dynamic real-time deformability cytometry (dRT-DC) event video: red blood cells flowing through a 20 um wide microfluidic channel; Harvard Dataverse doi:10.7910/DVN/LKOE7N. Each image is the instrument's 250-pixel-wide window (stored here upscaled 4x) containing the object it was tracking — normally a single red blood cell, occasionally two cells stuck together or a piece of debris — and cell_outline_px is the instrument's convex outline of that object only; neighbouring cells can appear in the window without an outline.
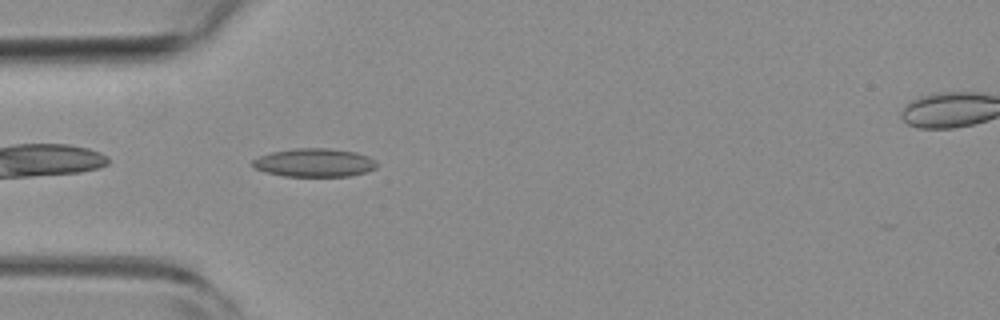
{"species": "common noctule bat (a hibernating species)", "species_latin": "Nyctalus noctula", "temperature_condition": "room temperature", "stored_images_in_passage": 40, "camera_frame_rate_fps": 3000, "um_per_image_px": 0.085, "animal": {"sex": "female", "body_mass_g": 19.3, "forearm_length_mm": 54.1}, "frame": {"image": 1, "passage_image": 1, "time_ms": 0.0, "image_size_px": [1000, 320], "cell_outline_px": [[376, 168], [368, 172], [348, 176], [284, 176], [264, 172], [256, 168], [252, 164], [252, 160], [260, 156], [272, 152], [296, 148], [324, 148], [356, 152], [368, 156], [376, 160]], "centroid_in_image_um": [26.74, 13.83], "position_along_channel_um": 58.3, "area_um2": 20.52}}
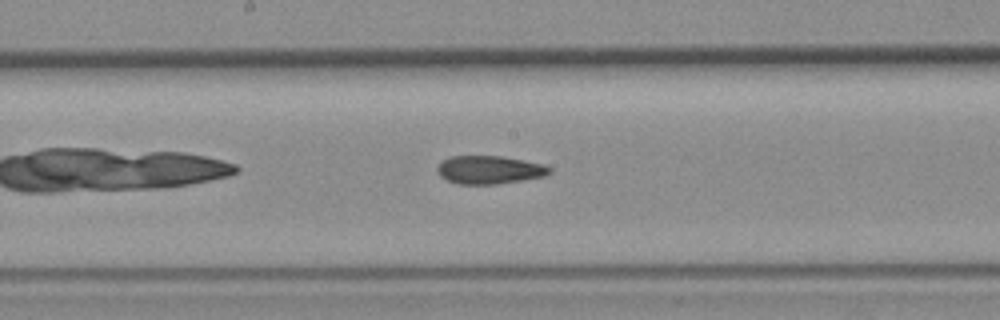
{"frame": {"image": 2, "passage_image": 13, "time_ms": 4.0, "image_size_px": [1000, 320], "cell_outline_px": [[552, 172], [544, 176], [524, 180], [496, 184], [456, 184], [440, 176], [436, 172], [436, 168], [448, 156], [504, 156], [544, 164], [552, 168]], "centroid_in_image_um": [41.61, 14.43], "position_along_channel_um": 206.6, "area_um2": 18.61}}
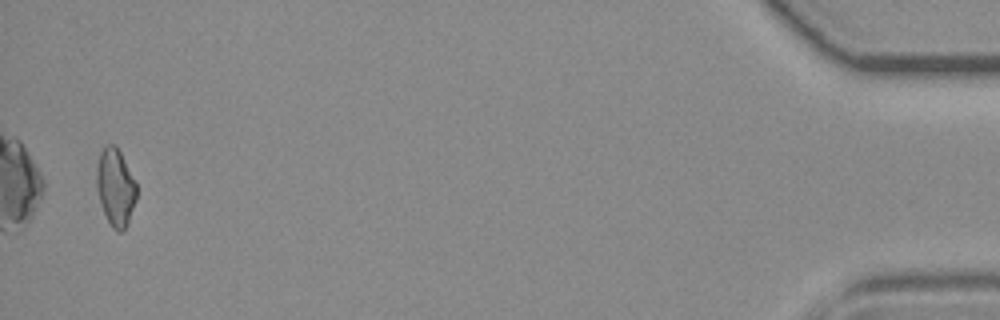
{"frame": {"image": 3, "passage_image": 38, "time_ms": 12.333, "image_size_px": [1000, 320], "cell_outline_px": [[136, 200], [128, 224], [120, 232], [116, 232], [112, 228], [104, 212], [96, 188], [96, 168], [100, 152], [104, 144], [116, 144], [136, 180]], "centroid_in_image_um": [9.82, 15.88], "position_along_channel_um": 425.4, "area_um2": 18.26}}